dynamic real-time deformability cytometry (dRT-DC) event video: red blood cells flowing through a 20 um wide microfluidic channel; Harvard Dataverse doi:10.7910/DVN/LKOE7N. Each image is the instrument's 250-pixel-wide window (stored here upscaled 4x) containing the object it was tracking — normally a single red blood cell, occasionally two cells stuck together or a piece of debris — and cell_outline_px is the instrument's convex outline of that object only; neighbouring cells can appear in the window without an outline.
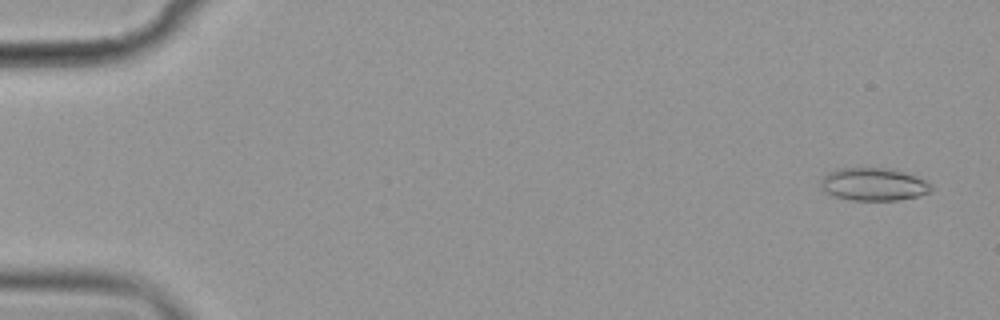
{"species": "common noctule bat (a hibernating species)", "species_latin": "Nyctalus noctula", "temperature_condition": "cold", "stored_images_in_passage": 57, "camera_frame_rate_fps": 3000, "um_per_image_px": 0.085, "animal": {"sex": "female", "body_mass_g": 19.9}, "frame": {"image": 1, "passage_image": 3, "time_ms": 0.667, "image_size_px": [1000, 320], "cell_outline_px": [[932, 192], [920, 196], [896, 200], [852, 200], [836, 196], [820, 188], [820, 180], [828, 172], [836, 168], [896, 168], [916, 176], [932, 184]], "centroid_in_image_um": [74.29, 15.65], "position_along_channel_um": 10.7, "area_um2": 21.33}}
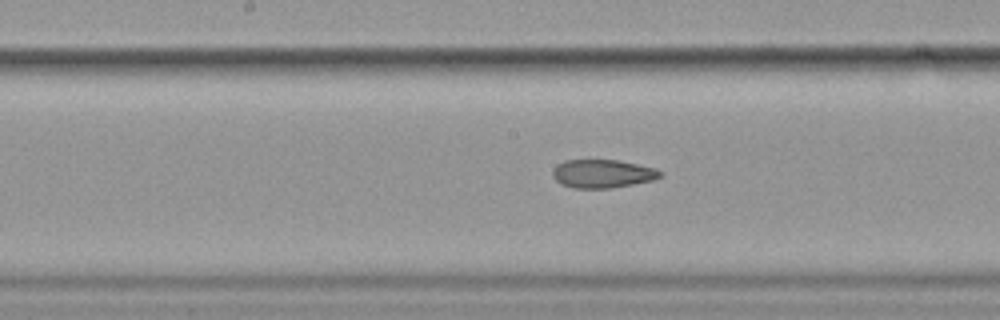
{"frame": {"image": 2, "passage_image": 30, "time_ms": 9.667, "image_size_px": [1000, 320], "cell_outline_px": [[664, 172], [660, 176], [652, 180], [612, 188], [572, 188], [560, 184], [552, 176], [552, 172], [556, 164], [564, 160], [616, 160], [656, 168]], "centroid_in_image_um": [51.18, 14.76], "position_along_channel_um": 197.0, "area_um2": 17.8}}
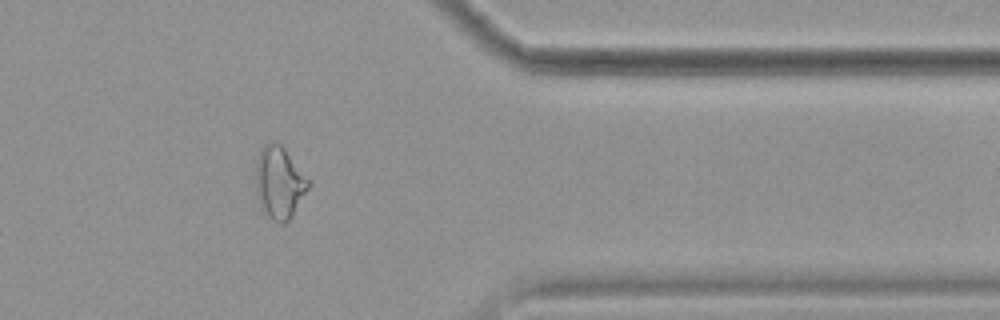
{"frame": {"image": 3, "passage_image": 47, "time_ms": 15.333, "image_size_px": [1000, 320], "cell_outline_px": [[312, 184], [292, 216], [284, 224], [272, 220], [260, 208], [256, 192], [256, 160], [260, 148], [268, 140], [276, 140], [284, 148]], "centroid_in_image_um": [23.72, 15.5], "position_along_channel_um": 387.7, "area_um2": 22.43}, "authors_computed_cell_mechanics": {"area_um2": 19.941, "velocity_mm_per_s": 3.5892, "shape_relaxation_time_tau1_ms": null, "shape_relaxation_time_tau2_ms": 3.9798, "deformation_change_tau1": null, "deformation_change_tau2": 0.1079}}